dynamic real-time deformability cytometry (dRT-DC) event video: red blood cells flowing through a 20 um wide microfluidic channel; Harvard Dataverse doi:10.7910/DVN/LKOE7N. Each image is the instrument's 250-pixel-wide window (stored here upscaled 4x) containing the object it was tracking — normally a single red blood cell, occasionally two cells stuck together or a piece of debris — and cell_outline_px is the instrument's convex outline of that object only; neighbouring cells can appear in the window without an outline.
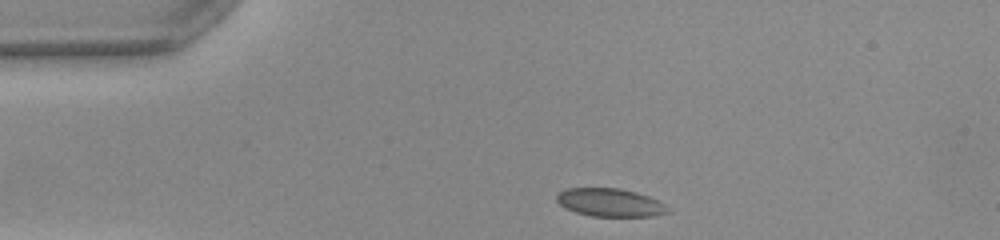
{"species": "common noctule bat (a hibernating species)", "species_latin": "Nyctalus noctula", "temperature_condition": "warm", "stored_images_in_passage": 31, "camera_frame_rate_fps": 3000, "um_per_image_px": 0.085, "animal": {"sex": "female", "body_mass_g": 22.0, "forearm_length_mm": 56.7}, "frame": {"image": 1, "passage_image": 1, "time_ms": 0.0, "image_size_px": [1000, 240], "cell_outline_px": [[668, 212], [652, 216], [592, 216], [576, 212], [564, 208], [556, 200], [556, 192], [568, 188], [620, 188], [636, 192], [648, 196], [664, 204], [668, 208]], "centroid_in_image_um": [51.8, 17.2], "position_along_channel_um": 33.2, "area_um2": 18.15}}
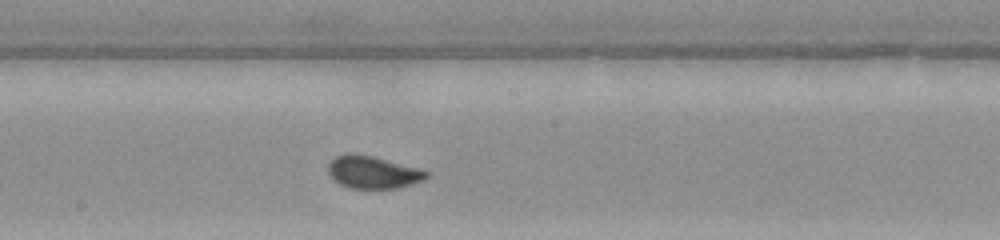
{"frame": {"image": 2, "passage_image": 18, "time_ms": 5.667, "image_size_px": [1000, 240], "cell_outline_px": [[428, 176], [420, 180], [396, 188], [348, 188], [332, 180], [328, 176], [328, 164], [336, 156], [348, 152], [372, 156], [416, 168], [428, 172]], "centroid_in_image_um": [31.58, 14.63], "position_along_channel_um": 216.6, "area_um2": 18.26}}
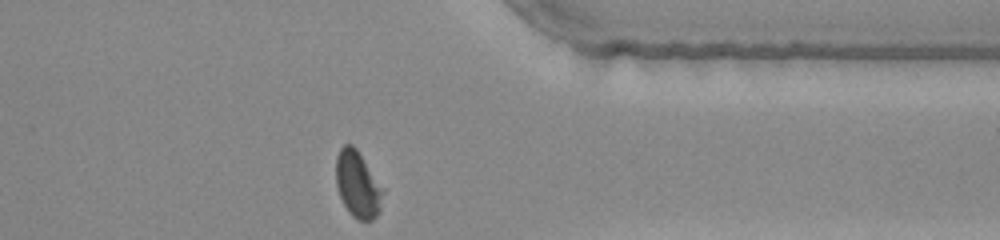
{"frame": {"image": 3, "passage_image": 31, "time_ms": 10.0, "image_size_px": [1000, 240], "cell_outline_px": [[384, 192], [380, 212], [372, 220], [360, 220], [352, 216], [348, 212], [340, 196], [336, 184], [336, 156], [340, 148], [344, 144], [352, 144], [356, 148], [384, 188]], "centroid_in_image_um": [30.42, 15.68], "position_along_channel_um": 381.0, "area_um2": 18.32}, "authors_computed_cell_mechanics": {"area_um2": 18.3226, "velocity_mm_per_s": 4.0169, "shape_relaxation_time_tau1_ms": 3.7869, "shape_relaxation_time_tau2_ms": null, "deformation_change_tau1": 0.1115, "deformation_change_tau2": null}}